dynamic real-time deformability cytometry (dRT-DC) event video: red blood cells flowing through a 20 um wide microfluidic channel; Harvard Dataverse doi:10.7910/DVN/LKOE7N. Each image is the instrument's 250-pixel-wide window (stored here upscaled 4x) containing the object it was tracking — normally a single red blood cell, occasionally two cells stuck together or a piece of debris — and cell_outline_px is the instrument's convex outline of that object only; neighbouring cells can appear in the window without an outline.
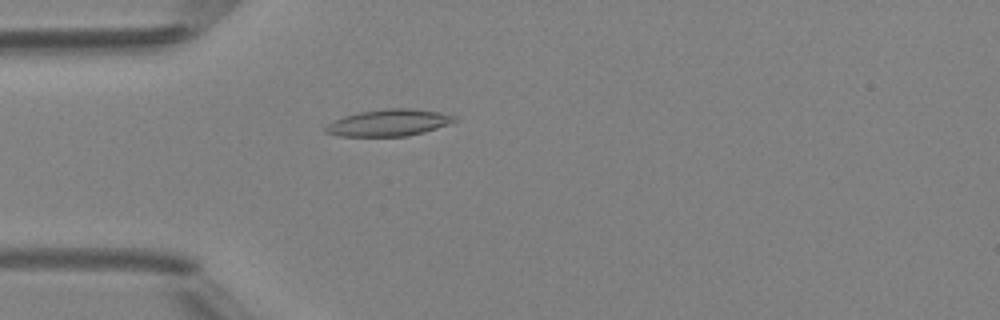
{"species": "Egyptian fruit bat (a non-hibernating species)", "species_latin": "Rousettus aegyptiacus", "temperature_condition": "room temperature", "stored_images_in_passage": 49, "camera_frame_rate_fps": 3000, "um_per_image_px": 0.085, "animal": {"sex": "female"}, "frame": {"image": 1, "passage_image": 14, "time_ms": 4.333, "image_size_px": [1000, 320], "cell_outline_px": [[456, 120], [448, 124], [424, 132], [408, 136], [340, 136], [324, 132], [324, 128], [328, 124], [344, 116], [360, 112], [384, 108], [408, 108], [440, 112], [456, 116]], "centroid_in_image_um": [33.05, 10.43], "position_along_channel_um": 52.0, "area_um2": 19.94}}
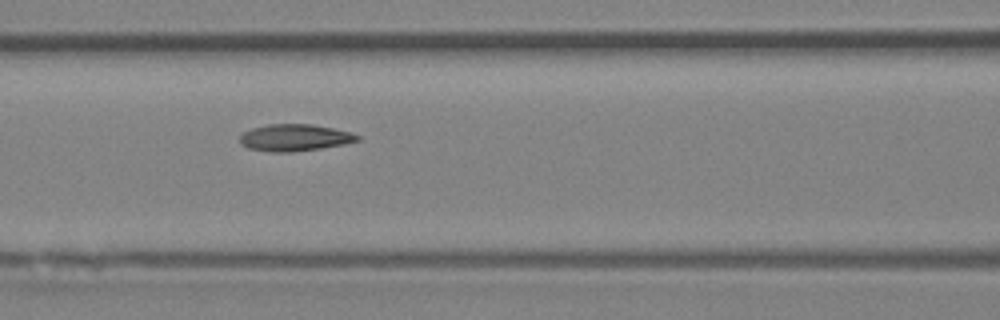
{"frame": {"image": 2, "passage_image": 21, "time_ms": 6.667, "image_size_px": [1000, 320], "cell_outline_px": [[360, 140], [344, 144], [320, 148], [292, 152], [272, 152], [248, 148], [240, 144], [240, 136], [244, 132], [252, 128], [268, 124], [312, 124], [332, 128], [348, 132], [360, 136]], "centroid_in_image_um": [25.02, 11.7], "position_along_channel_um": 141.6, "area_um2": 18.26}}
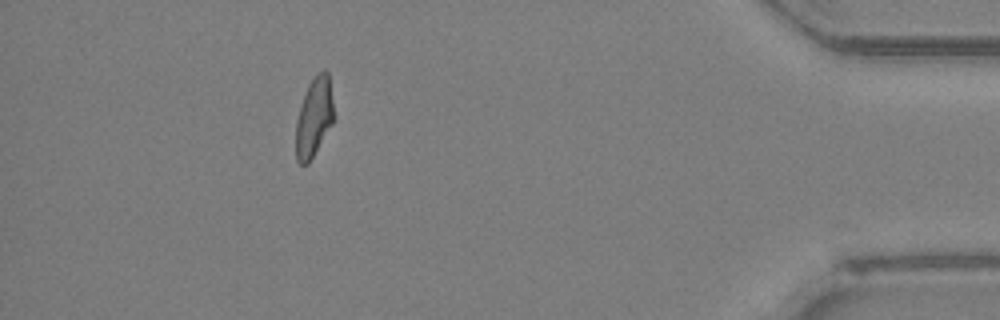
{"frame": {"image": 3, "passage_image": 44, "time_ms": 14.333, "image_size_px": [1000, 320], "cell_outline_px": [[332, 124], [308, 164], [300, 164], [296, 160], [296, 120], [308, 84], [316, 72], [324, 68], [328, 72], [332, 100]], "centroid_in_image_um": [26.67, 9.94], "position_along_channel_um": 408.5, "area_um2": 17.22}, "authors_computed_cell_mechanics": {"area_um2": 18.4382, "velocity_mm_per_s": 4.2022, "shape_relaxation_time_tau1_ms": 5.5295, "shape_relaxation_time_tau2_ms": 2.3305, "deformation_change_tau1": 0.1877, "deformation_change_tau2": 0.0857}}